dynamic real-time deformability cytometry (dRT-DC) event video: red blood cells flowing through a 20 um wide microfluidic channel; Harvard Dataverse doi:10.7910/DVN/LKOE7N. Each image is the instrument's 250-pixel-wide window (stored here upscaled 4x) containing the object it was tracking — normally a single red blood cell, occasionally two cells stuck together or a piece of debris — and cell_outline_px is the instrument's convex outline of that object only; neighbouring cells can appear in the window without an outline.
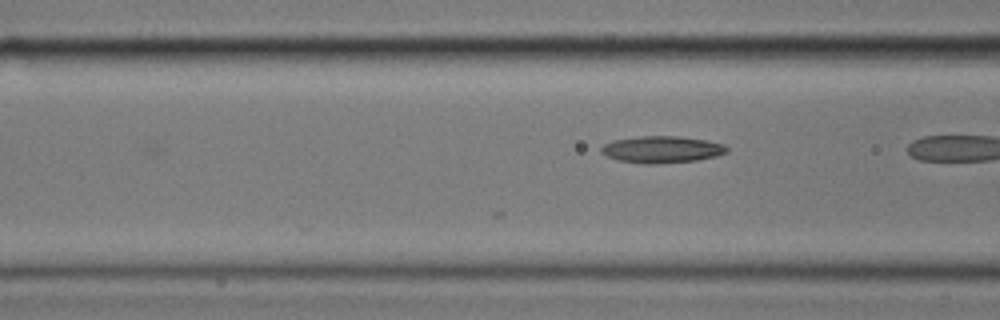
{"species": "common noctule bat (a hibernating species)", "species_latin": "Nyctalus noctula", "temperature_condition": "cold", "stored_images_in_passage": 5, "camera_frame_rate_fps": 3000, "um_per_image_px": 0.085, "animal": {"sex": "male", "body_mass_g": 17.9}, "frame": {"image": 1, "passage_image": 5, "time_ms": 1.333, "image_size_px": [1000, 320], "cell_outline_px": [[728, 152], [716, 156], [696, 160], [656, 164], [644, 164], [616, 160], [600, 152], [600, 148], [604, 144], [612, 140], [640, 136], [680, 136], [704, 140], [724, 144], [728, 148]], "centroid_in_image_um": [56.23, 12.7], "position_along_channel_um": 110.4, "area_um2": 19.71}}